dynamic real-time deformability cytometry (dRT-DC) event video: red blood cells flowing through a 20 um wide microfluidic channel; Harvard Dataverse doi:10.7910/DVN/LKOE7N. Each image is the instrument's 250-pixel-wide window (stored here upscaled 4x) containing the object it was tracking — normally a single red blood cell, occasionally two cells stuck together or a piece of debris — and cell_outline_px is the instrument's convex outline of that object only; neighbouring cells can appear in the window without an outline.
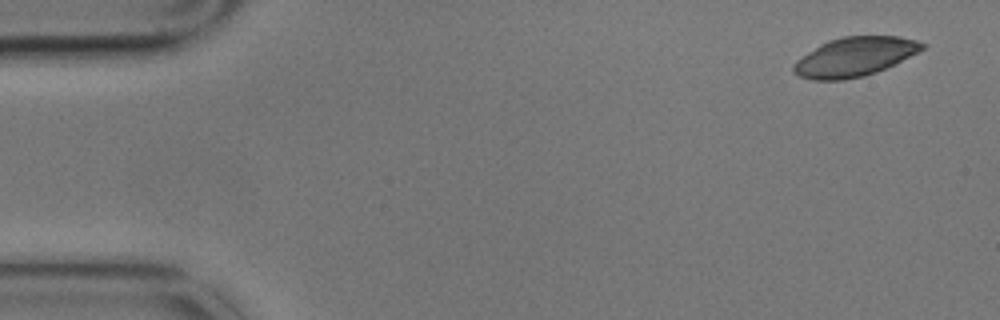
{"species": "common noctule bat (a hibernating species)", "species_latin": "Nyctalus noctula", "temperature_condition": "cold", "stored_images_in_passage": 4, "camera_frame_rate_fps": 3000, "um_per_image_px": 0.085, "animal": {"sex": "male", "body_mass_g": 17.9}, "frame": {"image": 1, "passage_image": 1, "time_ms": 0.0, "image_size_px": [1000, 320], "cell_outline_px": [[928, 44], [924, 48], [876, 72], [864, 76], [844, 80], [812, 80], [800, 76], [792, 72], [792, 64], [796, 60], [820, 44], [828, 40], [844, 36], [900, 36], [916, 40]], "centroid_in_image_um": [72.59, 4.82], "position_along_channel_um": 12.4, "area_um2": 29.13}}